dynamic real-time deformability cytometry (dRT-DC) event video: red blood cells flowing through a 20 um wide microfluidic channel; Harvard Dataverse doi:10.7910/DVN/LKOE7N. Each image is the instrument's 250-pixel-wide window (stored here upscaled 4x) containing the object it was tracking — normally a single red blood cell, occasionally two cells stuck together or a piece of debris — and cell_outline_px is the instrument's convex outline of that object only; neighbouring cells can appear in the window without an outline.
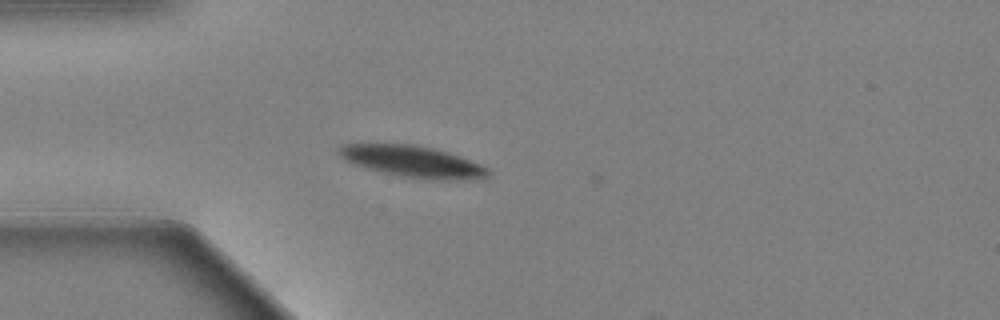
{"species": "Egyptian fruit bat (a non-hibernating species)", "species_latin": "Rousettus aegyptiacus", "temperature_condition": "warm", "stored_images_in_passage": 46, "camera_frame_rate_fps": 3000, "um_per_image_px": 0.085, "animal": {"sex": "female"}, "frame": {"image": 1, "passage_image": 3, "time_ms": 0.667, "image_size_px": [1000, 320], "cell_outline_px": [[492, 172], [488, 176], [472, 180], [420, 180], [380, 172], [364, 168], [352, 164], [344, 160], [336, 152], [336, 148], [340, 144], [412, 144], [432, 148], [448, 152], [460, 156], [480, 164], [488, 168]], "centroid_in_image_um": [35.05, 13.75], "position_along_channel_um": 50.0, "area_um2": 27.98}}
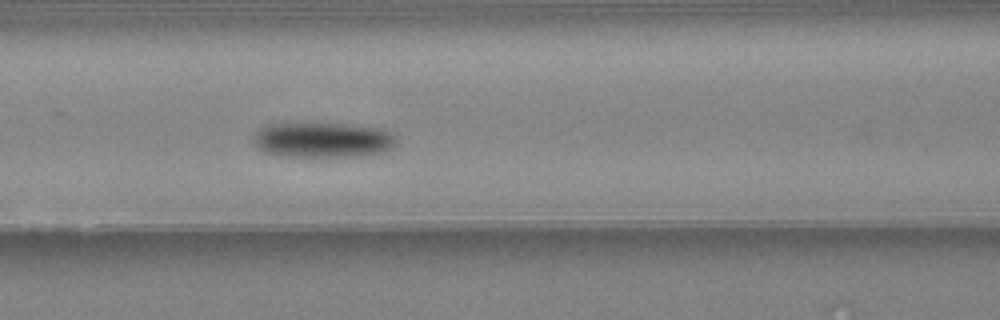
{"frame": {"image": 2, "passage_image": 12, "time_ms": 3.667, "image_size_px": [1000, 320], "cell_outline_px": [[396, 144], [392, 148], [384, 152], [360, 156], [276, 156], [264, 152], [256, 148], [252, 140], [256, 132], [260, 128], [272, 124], [344, 124], [380, 128], [396, 136]], "centroid_in_image_um": [27.42, 11.91], "position_along_channel_um": 139.2, "area_um2": 29.3}}
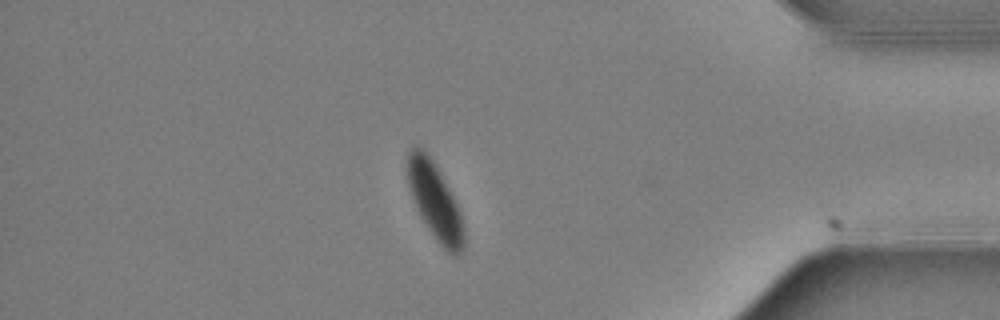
{"frame": {"image": 3, "passage_image": 38, "time_ms": 12.333, "image_size_px": [1000, 320], "cell_outline_px": [[464, 248], [460, 256], [452, 256], [436, 240], [420, 216], [416, 208], [408, 184], [404, 168], [408, 152], [412, 148], [420, 148], [432, 160], [452, 196], [460, 212], [464, 228]], "centroid_in_image_um": [36.95, 17.15], "position_along_channel_um": 398.3, "area_um2": 24.91}, "authors_computed_cell_mechanics": {"area_um2": 28.5821, "velocity_mm_per_s": 3.375, "shape_relaxation_time_tau1_ms": 2.3835, "shape_relaxation_time_tau2_ms": null, "deformation_change_tau1": 0.1627, "deformation_change_tau2": null}}